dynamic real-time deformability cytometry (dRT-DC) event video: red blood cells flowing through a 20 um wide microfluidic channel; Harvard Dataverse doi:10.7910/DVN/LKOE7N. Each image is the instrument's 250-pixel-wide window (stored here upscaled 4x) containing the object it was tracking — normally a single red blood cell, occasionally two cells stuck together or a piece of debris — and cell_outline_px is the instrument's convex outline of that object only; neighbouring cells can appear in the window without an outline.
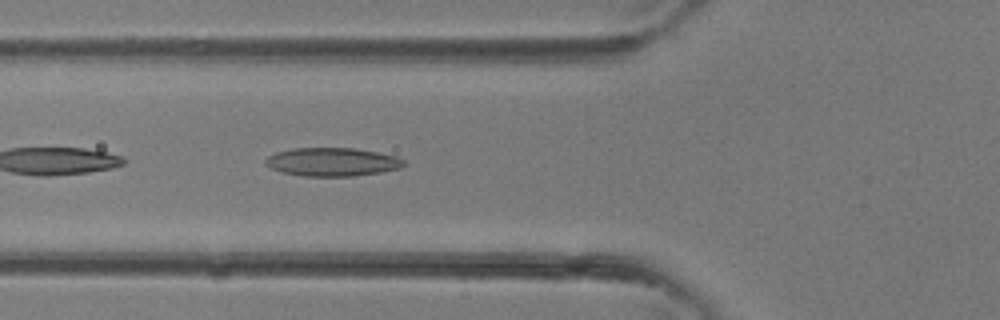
{"species": "common noctule bat (a hibernating species)", "species_latin": "Nyctalus noctula", "temperature_condition": "room temperature", "stored_images_in_passage": 34, "camera_frame_rate_fps": 3000, "um_per_image_px": 0.085, "animal": {"sex": "female"}, "frame": {"image": 1, "passage_image": 13, "time_ms": 4.0, "image_size_px": [1000, 320], "cell_outline_px": [[404, 164], [400, 168], [380, 172], [356, 176], [304, 176], [284, 172], [272, 168], [264, 164], [264, 160], [268, 156], [276, 152], [292, 148], [356, 148], [396, 156], [404, 160]], "centroid_in_image_um": [28.23, 13.76], "position_along_channel_um": 97.6, "area_um2": 22.83}}
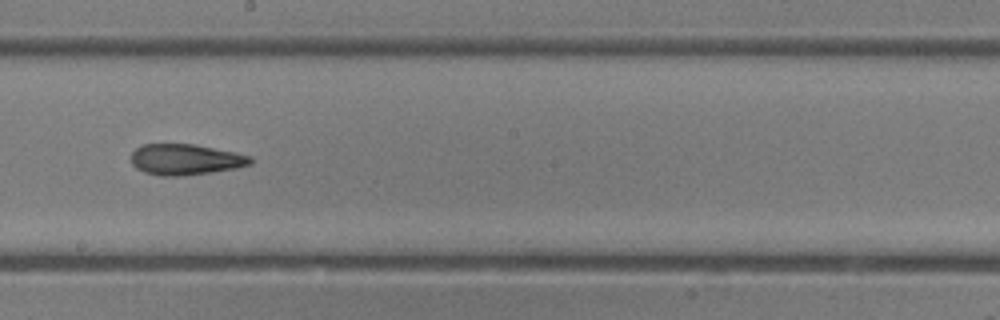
{"frame": {"image": 2, "passage_image": 20, "time_ms": 6.333, "image_size_px": [1000, 320], "cell_outline_px": [[252, 164], [236, 168], [212, 172], [184, 176], [160, 176], [144, 172], [136, 168], [132, 164], [132, 152], [140, 144], [196, 144], [236, 152], [252, 156]], "centroid_in_image_um": [15.78, 13.55], "position_along_channel_um": 232.4, "area_um2": 21.73}}
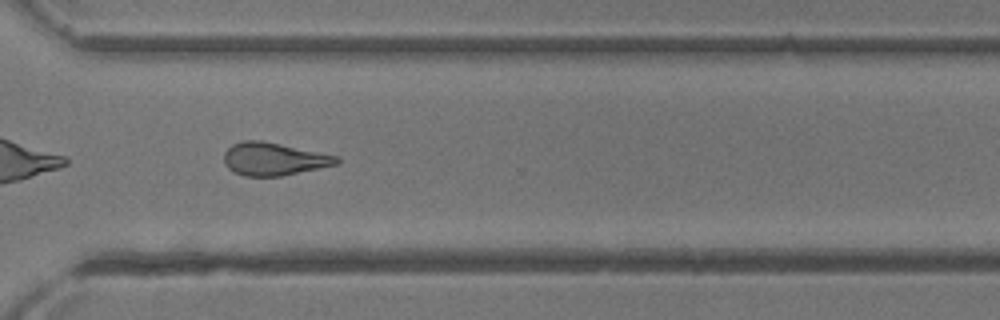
{"frame": {"image": 3, "passage_image": 26, "time_ms": 8.333, "image_size_px": [1000, 320], "cell_outline_px": [[340, 160], [336, 164], [280, 176], [244, 176], [232, 172], [224, 164], [224, 152], [232, 144], [244, 140], [260, 140], [340, 156]], "centroid_in_image_um": [23.23, 13.51], "position_along_channel_um": 347.4, "area_um2": 21.44}}